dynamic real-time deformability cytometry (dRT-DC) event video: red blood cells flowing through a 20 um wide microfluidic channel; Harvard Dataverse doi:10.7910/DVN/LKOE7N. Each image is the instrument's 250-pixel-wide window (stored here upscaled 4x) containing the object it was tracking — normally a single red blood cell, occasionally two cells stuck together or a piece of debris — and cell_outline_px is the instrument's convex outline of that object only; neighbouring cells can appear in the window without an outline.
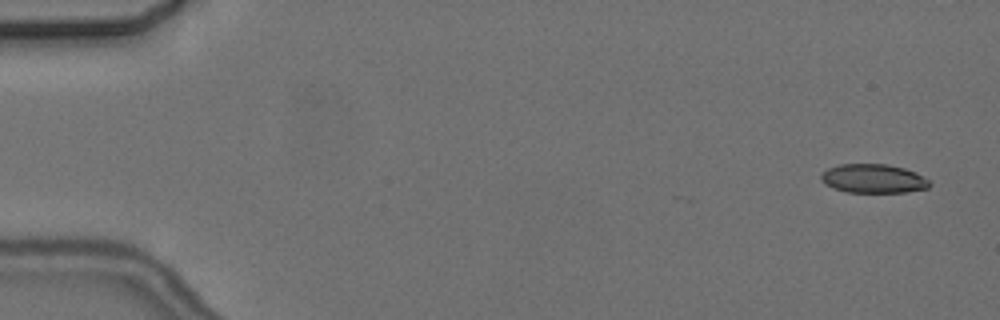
{"species": "common noctule bat (a hibernating species)", "species_latin": "Nyctalus noctula", "temperature_condition": "cold", "stored_images_in_passage": 5, "camera_frame_rate_fps": 3000, "um_per_image_px": 0.085, "animal": {"sex": "female", "body_mass_g": 24.6, "forearm_length_mm": 56.2}, "frame": {"image": 1, "passage_image": 1, "time_ms": 0.0, "image_size_px": [1000, 320], "cell_outline_px": [[932, 184], [928, 188], [908, 192], [848, 192], [832, 188], [824, 184], [820, 180], [820, 176], [828, 168], [840, 164], [888, 164], [904, 168], [924, 176]], "centroid_in_image_um": [74.24, 15.18], "position_along_channel_um": 10.8, "area_um2": 18.38}}